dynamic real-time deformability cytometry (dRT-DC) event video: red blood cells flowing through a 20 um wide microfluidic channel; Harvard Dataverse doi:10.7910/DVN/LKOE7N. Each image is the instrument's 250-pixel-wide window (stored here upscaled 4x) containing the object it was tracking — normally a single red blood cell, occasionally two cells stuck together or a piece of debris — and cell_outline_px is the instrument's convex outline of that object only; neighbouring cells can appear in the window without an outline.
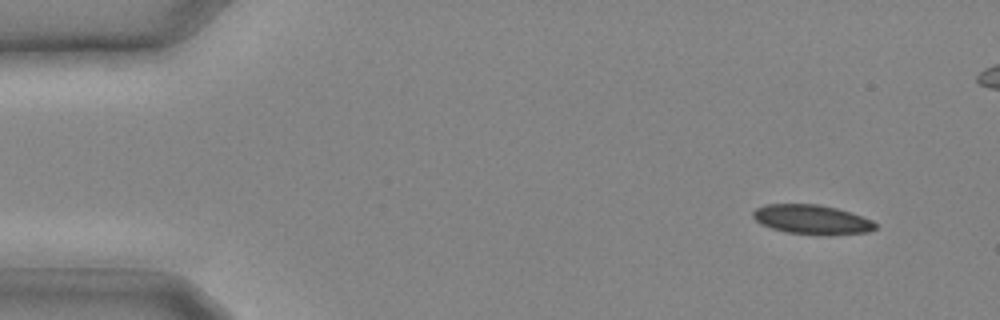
{"species": "common noctule bat (a hibernating species)", "species_latin": "Nyctalus noctula", "temperature_condition": "cold", "stored_images_in_passage": 12, "camera_frame_rate_fps": 3000, "um_per_image_px": 0.085, "animal": {"sex": "male", "body_mass_g": 20.4}, "frame": {"image": 1, "passage_image": 1, "time_ms": 0.0, "image_size_px": [1000, 320], "cell_outline_px": [[876, 228], [868, 232], [832, 236], [816, 236], [784, 232], [760, 224], [752, 216], [752, 212], [756, 208], [764, 204], [820, 204], [852, 212], [872, 220], [876, 224]], "centroid_in_image_um": [69.02, 18.68], "position_along_channel_um": 16.0, "area_um2": 21.56}}
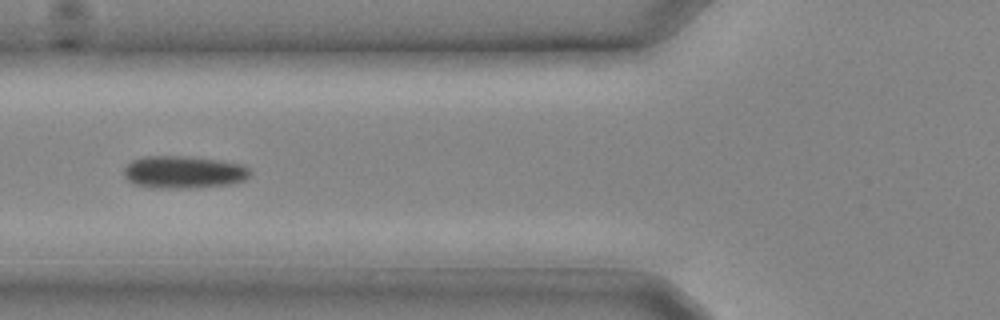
{"frame": {"image": 2, "passage_image": 9, "time_ms": 2.667, "image_size_px": [1000, 320], "cell_outline_px": [[252, 172], [244, 180], [224, 184], [188, 188], [152, 188], [132, 184], [124, 176], [124, 168], [132, 160], [144, 156], [192, 156], [224, 160], [244, 164]], "centroid_in_image_um": [15.59, 14.61], "position_along_channel_um": 110.2, "area_um2": 24.1}}
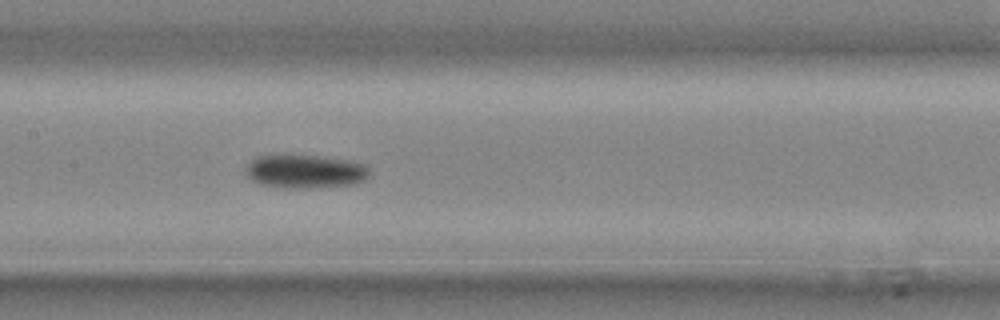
{"frame": {"image": 3, "passage_image": 12, "time_ms": 3.667, "image_size_px": [1000, 320], "cell_outline_px": [[368, 176], [364, 180], [356, 184], [308, 188], [292, 188], [260, 184], [252, 180], [248, 176], [244, 168], [256, 156], [320, 156], [348, 160], [364, 164], [368, 168]], "centroid_in_image_um": [25.95, 14.58], "position_along_channel_um": 181.5, "area_um2": 23.87}}